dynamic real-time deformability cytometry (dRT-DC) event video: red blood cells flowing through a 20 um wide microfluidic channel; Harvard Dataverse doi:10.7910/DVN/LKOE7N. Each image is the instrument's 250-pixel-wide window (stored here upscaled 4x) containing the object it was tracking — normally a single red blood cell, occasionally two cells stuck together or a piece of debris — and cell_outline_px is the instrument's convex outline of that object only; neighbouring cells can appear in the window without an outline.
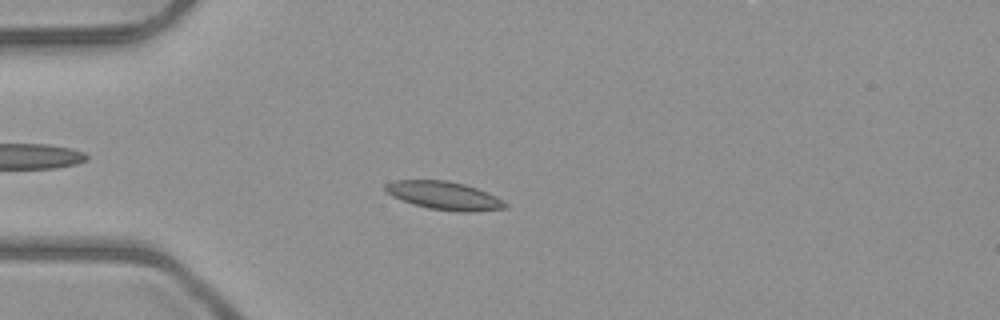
{"species": "common noctule bat (a hibernating species)", "species_latin": "Nyctalus noctula", "temperature_condition": "room temperature", "stored_images_in_passage": 6, "camera_frame_rate_fps": 3000, "um_per_image_px": 0.085, "animal": {"sex": "male", "body_mass_g": 23.1, "forearm_length_mm": 52.7}, "frame": {"image": 1, "passage_image": 6, "time_ms": 6.667, "image_size_px": [1000, 320], "cell_outline_px": [[508, 208], [476, 212], [460, 212], [428, 208], [412, 204], [392, 196], [384, 188], [384, 184], [396, 180], [448, 180], [464, 184], [488, 192], [496, 196], [508, 204]], "centroid_in_image_um": [37.79, 16.63], "position_along_channel_um": 47.2, "area_um2": 19.83}}